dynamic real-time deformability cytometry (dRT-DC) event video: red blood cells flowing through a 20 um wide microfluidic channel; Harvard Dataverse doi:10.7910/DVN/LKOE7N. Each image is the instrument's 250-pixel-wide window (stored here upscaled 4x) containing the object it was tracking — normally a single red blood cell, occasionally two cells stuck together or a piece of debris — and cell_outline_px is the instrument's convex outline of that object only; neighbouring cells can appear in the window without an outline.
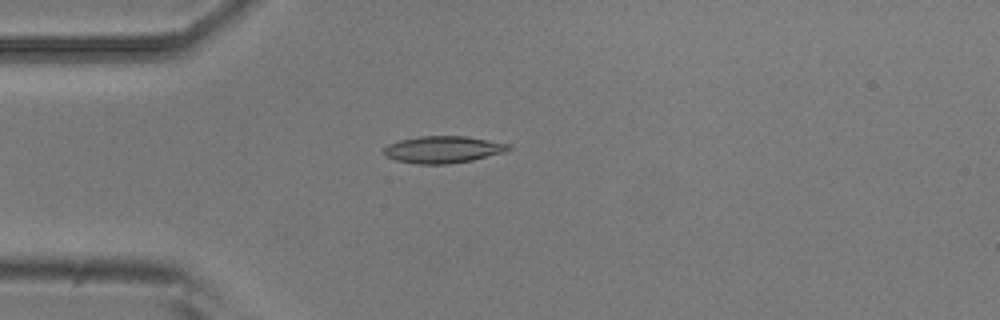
{"species": "common noctule bat (a hibernating species)", "species_latin": "Nyctalus noctula", "temperature_condition": "room temperature", "stored_images_in_passage": 5, "camera_frame_rate_fps": 3000, "um_per_image_px": 0.085, "animal": {"sex": "male", "body_mass_g": 20.5, "forearm_length_mm": 52.5}, "frame": {"image": 1, "passage_image": 4, "time_ms": 1.0, "image_size_px": [1000, 320], "cell_outline_px": [[512, 148], [504, 152], [472, 160], [448, 164], [416, 164], [396, 160], [384, 156], [384, 148], [388, 144], [400, 140], [420, 136], [464, 136], [512, 144]], "centroid_in_image_um": [37.66, 12.71], "position_along_channel_um": 47.3, "area_um2": 19.59}}